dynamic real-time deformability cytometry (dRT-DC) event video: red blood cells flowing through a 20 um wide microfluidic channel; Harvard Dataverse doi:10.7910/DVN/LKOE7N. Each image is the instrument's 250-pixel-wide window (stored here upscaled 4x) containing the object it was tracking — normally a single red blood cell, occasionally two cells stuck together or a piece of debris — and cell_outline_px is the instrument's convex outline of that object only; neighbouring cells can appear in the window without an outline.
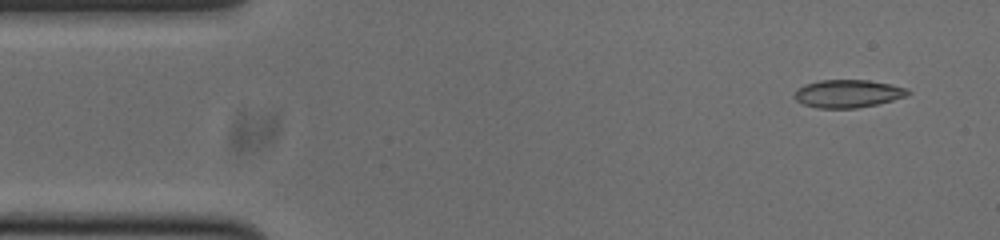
{"species": "common noctule bat (a hibernating species)", "species_latin": "Nyctalus noctula", "temperature_condition": "cold", "stored_images_in_passage": 50, "camera_frame_rate_fps": 3000, "um_per_image_px": 0.085, "animal": {"sex": "male", "body_mass_g": 20.0, "forearm_length_mm": 53.3}, "frame": {"image": 1, "passage_image": 1, "time_ms": 0.0, "image_size_px": [1000, 240], "cell_outline_px": [[912, 92], [904, 96], [892, 100], [876, 104], [856, 108], [816, 108], [804, 104], [796, 100], [792, 96], [796, 88], [804, 84], [820, 80], [868, 80], [908, 88]], "centroid_in_image_um": [72.01, 7.95], "position_along_channel_um": 13.0, "area_um2": 18.44}}
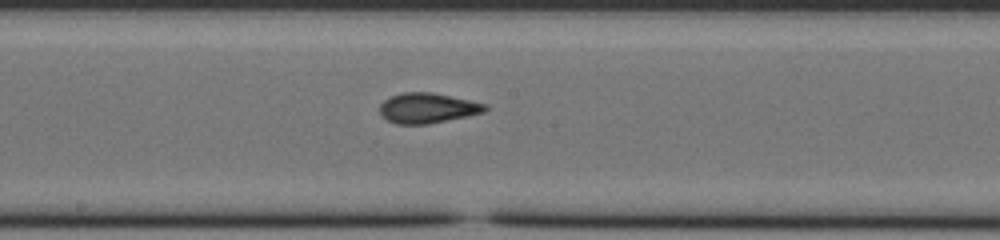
{"frame": {"image": 2, "passage_image": 24, "time_ms": 7.667, "image_size_px": [1000, 240], "cell_outline_px": [[488, 108], [484, 112], [468, 116], [428, 124], [396, 124], [388, 120], [380, 112], [380, 104], [388, 96], [400, 92], [432, 92], [488, 104]], "centroid_in_image_um": [36.34, 9.17], "position_along_channel_um": 211.9, "area_um2": 18.61}}
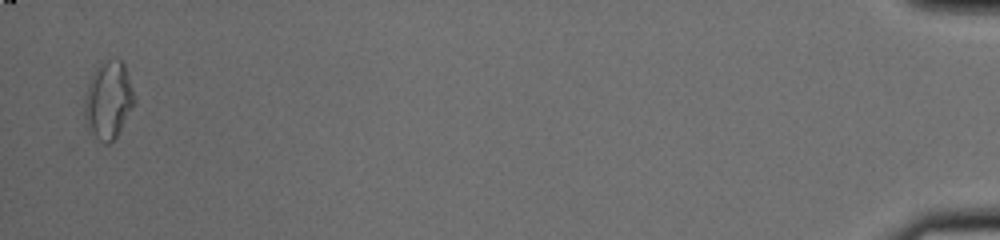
{"frame": {"image": 3, "passage_image": 49, "time_ms": 16.0, "image_size_px": [1000, 240], "cell_outline_px": [[136, 100], [116, 136], [108, 144], [104, 144], [88, 132], [84, 116], [84, 104], [88, 84], [100, 60], [116, 56], [124, 64], [136, 96]], "centroid_in_image_um": [9.2, 8.47], "position_along_channel_um": 426.0, "area_um2": 22.77}, "authors_computed_cell_mechanics": {"area_um2": 18.3226, "velocity_mm_per_s": 3.7861, "shape_relaxation_time_tau1_ms": 4.1326, "shape_relaxation_time_tau2_ms": 1.6772, "deformation_change_tau1": 0.1436, "deformation_change_tau2": 0.0844}}